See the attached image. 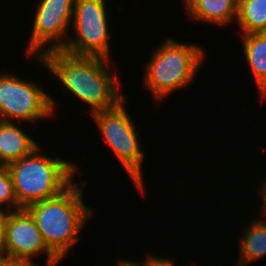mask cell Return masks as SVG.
<instances>
[{
	"label": "cell",
	"instance_id": "cell-20",
	"mask_svg": "<svg viewBox=\"0 0 266 266\" xmlns=\"http://www.w3.org/2000/svg\"><path fill=\"white\" fill-rule=\"evenodd\" d=\"M40 264L35 263H9L7 266H39Z\"/></svg>",
	"mask_w": 266,
	"mask_h": 266
},
{
	"label": "cell",
	"instance_id": "cell-15",
	"mask_svg": "<svg viewBox=\"0 0 266 266\" xmlns=\"http://www.w3.org/2000/svg\"><path fill=\"white\" fill-rule=\"evenodd\" d=\"M7 204V205H6ZM8 206L7 211L18 210V202L14 192L10 172L7 167L0 169V210L1 206Z\"/></svg>",
	"mask_w": 266,
	"mask_h": 266
},
{
	"label": "cell",
	"instance_id": "cell-5",
	"mask_svg": "<svg viewBox=\"0 0 266 266\" xmlns=\"http://www.w3.org/2000/svg\"><path fill=\"white\" fill-rule=\"evenodd\" d=\"M126 98L116 107L92 113L98 125L102 140L113 151L116 158L127 171L136 189L144 194L142 162L145 153L140 145L139 134L127 109L124 107Z\"/></svg>",
	"mask_w": 266,
	"mask_h": 266
},
{
	"label": "cell",
	"instance_id": "cell-17",
	"mask_svg": "<svg viewBox=\"0 0 266 266\" xmlns=\"http://www.w3.org/2000/svg\"><path fill=\"white\" fill-rule=\"evenodd\" d=\"M8 214L9 211H6L5 209L0 210V258H3V249L6 237Z\"/></svg>",
	"mask_w": 266,
	"mask_h": 266
},
{
	"label": "cell",
	"instance_id": "cell-1",
	"mask_svg": "<svg viewBox=\"0 0 266 266\" xmlns=\"http://www.w3.org/2000/svg\"><path fill=\"white\" fill-rule=\"evenodd\" d=\"M35 60L60 80L66 91L88 104L91 114L112 109L125 99L119 89L118 75H111L108 69L110 59L54 50Z\"/></svg>",
	"mask_w": 266,
	"mask_h": 266
},
{
	"label": "cell",
	"instance_id": "cell-2",
	"mask_svg": "<svg viewBox=\"0 0 266 266\" xmlns=\"http://www.w3.org/2000/svg\"><path fill=\"white\" fill-rule=\"evenodd\" d=\"M80 184L82 188L73 182L59 195L25 208L33 217L44 243L60 261L78 242L79 232L93 216L92 209L82 199L86 181Z\"/></svg>",
	"mask_w": 266,
	"mask_h": 266
},
{
	"label": "cell",
	"instance_id": "cell-9",
	"mask_svg": "<svg viewBox=\"0 0 266 266\" xmlns=\"http://www.w3.org/2000/svg\"><path fill=\"white\" fill-rule=\"evenodd\" d=\"M45 252V253H44ZM46 254L45 266H57L60 260L48 249L30 213L25 209L8 214L3 258L11 263H34L33 256Z\"/></svg>",
	"mask_w": 266,
	"mask_h": 266
},
{
	"label": "cell",
	"instance_id": "cell-22",
	"mask_svg": "<svg viewBox=\"0 0 266 266\" xmlns=\"http://www.w3.org/2000/svg\"><path fill=\"white\" fill-rule=\"evenodd\" d=\"M9 263L6 259L0 258V266H7Z\"/></svg>",
	"mask_w": 266,
	"mask_h": 266
},
{
	"label": "cell",
	"instance_id": "cell-16",
	"mask_svg": "<svg viewBox=\"0 0 266 266\" xmlns=\"http://www.w3.org/2000/svg\"><path fill=\"white\" fill-rule=\"evenodd\" d=\"M147 256V257H146ZM145 256V259H143V262H140V266H175L173 258L168 257H159L155 254H147ZM168 258V259H167ZM196 264H191V266H195ZM197 266V265H196Z\"/></svg>",
	"mask_w": 266,
	"mask_h": 266
},
{
	"label": "cell",
	"instance_id": "cell-8",
	"mask_svg": "<svg viewBox=\"0 0 266 266\" xmlns=\"http://www.w3.org/2000/svg\"><path fill=\"white\" fill-rule=\"evenodd\" d=\"M75 0H40L34 13L27 56L41 57L54 50H63L68 42ZM69 30V31H68ZM67 38V39H66Z\"/></svg>",
	"mask_w": 266,
	"mask_h": 266
},
{
	"label": "cell",
	"instance_id": "cell-10",
	"mask_svg": "<svg viewBox=\"0 0 266 266\" xmlns=\"http://www.w3.org/2000/svg\"><path fill=\"white\" fill-rule=\"evenodd\" d=\"M184 4L187 14L198 22L223 26L237 19L238 0H184Z\"/></svg>",
	"mask_w": 266,
	"mask_h": 266
},
{
	"label": "cell",
	"instance_id": "cell-13",
	"mask_svg": "<svg viewBox=\"0 0 266 266\" xmlns=\"http://www.w3.org/2000/svg\"><path fill=\"white\" fill-rule=\"evenodd\" d=\"M245 227L240 237L239 257L237 266L250 264L266 255V221L256 218Z\"/></svg>",
	"mask_w": 266,
	"mask_h": 266
},
{
	"label": "cell",
	"instance_id": "cell-23",
	"mask_svg": "<svg viewBox=\"0 0 266 266\" xmlns=\"http://www.w3.org/2000/svg\"><path fill=\"white\" fill-rule=\"evenodd\" d=\"M6 167V165L2 162V160H1V158H0V169H3V168H5Z\"/></svg>",
	"mask_w": 266,
	"mask_h": 266
},
{
	"label": "cell",
	"instance_id": "cell-7",
	"mask_svg": "<svg viewBox=\"0 0 266 266\" xmlns=\"http://www.w3.org/2000/svg\"><path fill=\"white\" fill-rule=\"evenodd\" d=\"M14 75L15 73L0 74V120L36 123L52 117L56 109L53 96L36 82Z\"/></svg>",
	"mask_w": 266,
	"mask_h": 266
},
{
	"label": "cell",
	"instance_id": "cell-18",
	"mask_svg": "<svg viewBox=\"0 0 266 266\" xmlns=\"http://www.w3.org/2000/svg\"><path fill=\"white\" fill-rule=\"evenodd\" d=\"M117 266H140V262H136V261H129V260H127V259H121V260H119L118 259V261H117Z\"/></svg>",
	"mask_w": 266,
	"mask_h": 266
},
{
	"label": "cell",
	"instance_id": "cell-21",
	"mask_svg": "<svg viewBox=\"0 0 266 266\" xmlns=\"http://www.w3.org/2000/svg\"><path fill=\"white\" fill-rule=\"evenodd\" d=\"M262 203H264V204H262V206H260L262 209H261V215L262 216H265L264 218H266V202H262ZM265 221H266V219H265Z\"/></svg>",
	"mask_w": 266,
	"mask_h": 266
},
{
	"label": "cell",
	"instance_id": "cell-4",
	"mask_svg": "<svg viewBox=\"0 0 266 266\" xmlns=\"http://www.w3.org/2000/svg\"><path fill=\"white\" fill-rule=\"evenodd\" d=\"M151 55L143 79L144 86L157 103L176 90L188 88L205 58L199 45L180 43L171 38L165 39Z\"/></svg>",
	"mask_w": 266,
	"mask_h": 266
},
{
	"label": "cell",
	"instance_id": "cell-6",
	"mask_svg": "<svg viewBox=\"0 0 266 266\" xmlns=\"http://www.w3.org/2000/svg\"><path fill=\"white\" fill-rule=\"evenodd\" d=\"M106 0H75L72 19L74 38H69L63 51L77 56L110 59L111 31Z\"/></svg>",
	"mask_w": 266,
	"mask_h": 266
},
{
	"label": "cell",
	"instance_id": "cell-19",
	"mask_svg": "<svg viewBox=\"0 0 266 266\" xmlns=\"http://www.w3.org/2000/svg\"><path fill=\"white\" fill-rule=\"evenodd\" d=\"M266 175V174H265ZM258 192H260V197L262 199L263 202H266V178L264 181H262V185L260 187H258Z\"/></svg>",
	"mask_w": 266,
	"mask_h": 266
},
{
	"label": "cell",
	"instance_id": "cell-11",
	"mask_svg": "<svg viewBox=\"0 0 266 266\" xmlns=\"http://www.w3.org/2000/svg\"><path fill=\"white\" fill-rule=\"evenodd\" d=\"M16 122L0 120V158L7 166L29 155L39 145Z\"/></svg>",
	"mask_w": 266,
	"mask_h": 266
},
{
	"label": "cell",
	"instance_id": "cell-3",
	"mask_svg": "<svg viewBox=\"0 0 266 266\" xmlns=\"http://www.w3.org/2000/svg\"><path fill=\"white\" fill-rule=\"evenodd\" d=\"M41 149L39 145L26 157L6 166L11 175L18 210L59 195L73 183V177L75 179L78 174H83L74 161L52 158L42 154Z\"/></svg>",
	"mask_w": 266,
	"mask_h": 266
},
{
	"label": "cell",
	"instance_id": "cell-12",
	"mask_svg": "<svg viewBox=\"0 0 266 266\" xmlns=\"http://www.w3.org/2000/svg\"><path fill=\"white\" fill-rule=\"evenodd\" d=\"M245 59L257 84L260 99L266 97V32L241 35Z\"/></svg>",
	"mask_w": 266,
	"mask_h": 266
},
{
	"label": "cell",
	"instance_id": "cell-14",
	"mask_svg": "<svg viewBox=\"0 0 266 266\" xmlns=\"http://www.w3.org/2000/svg\"><path fill=\"white\" fill-rule=\"evenodd\" d=\"M237 25L241 35L266 32V0H238Z\"/></svg>",
	"mask_w": 266,
	"mask_h": 266
}]
</instances>
